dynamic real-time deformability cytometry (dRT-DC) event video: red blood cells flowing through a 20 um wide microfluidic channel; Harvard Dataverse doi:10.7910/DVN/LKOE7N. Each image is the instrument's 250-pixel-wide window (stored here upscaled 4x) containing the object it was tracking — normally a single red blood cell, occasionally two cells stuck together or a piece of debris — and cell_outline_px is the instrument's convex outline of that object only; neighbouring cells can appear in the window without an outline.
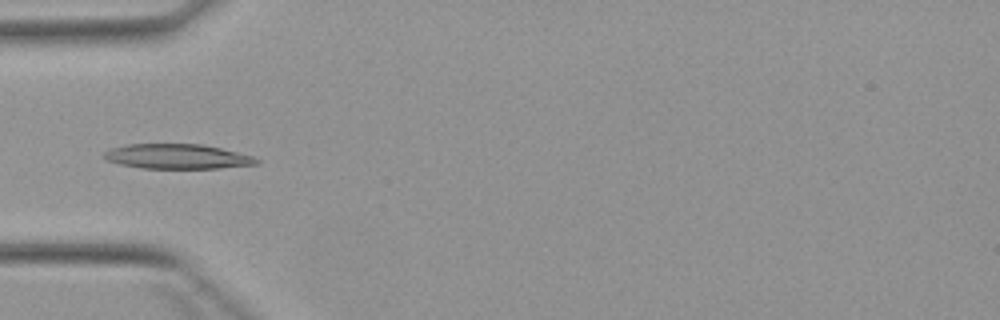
{"species": "Egyptian fruit bat (a non-hibernating species)", "species_latin": "Rousettus aegyptiacus", "temperature_condition": "warm", "stored_images_in_passage": 6, "camera_frame_rate_fps": 3000, "um_per_image_px": 0.085, "animal": {"sex": "female"}, "frame": {"image": 1, "passage_image": 5, "time_ms": 5.0, "image_size_px": [1000, 320], "cell_outline_px": [[260, 164], [220, 168], [140, 168], [120, 164], [104, 160], [100, 156], [104, 152], [112, 148], [128, 144], [200, 144], [220, 148], [252, 156], [260, 160]], "centroid_in_image_um": [15.03, 13.3], "position_along_channel_um": 70.0, "area_um2": 22.08}}
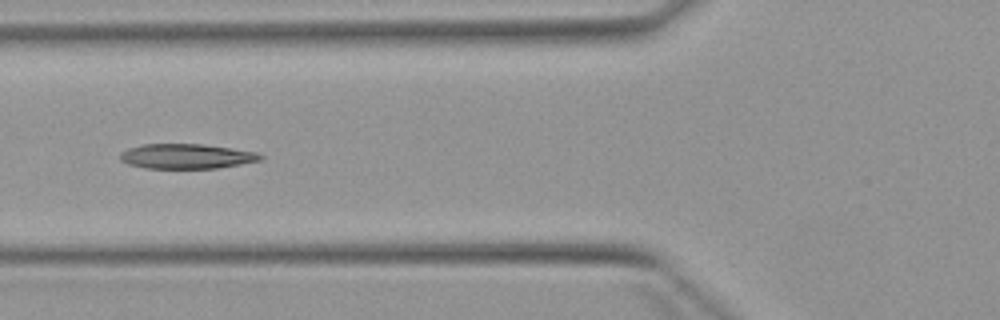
{"frame": {"image": 2, "passage_image": 6, "time_ms": 6.0, "image_size_px": [1000, 320], "cell_outline_px": [[264, 156], [260, 160], [240, 164], [216, 168], [144, 168], [128, 164], [120, 160], [120, 152], [128, 148], [144, 144], [204, 144], [232, 148], [256, 152]], "centroid_in_image_um": [15.83, 13.28], "position_along_channel_um": 110.0, "area_um2": 20.29}}